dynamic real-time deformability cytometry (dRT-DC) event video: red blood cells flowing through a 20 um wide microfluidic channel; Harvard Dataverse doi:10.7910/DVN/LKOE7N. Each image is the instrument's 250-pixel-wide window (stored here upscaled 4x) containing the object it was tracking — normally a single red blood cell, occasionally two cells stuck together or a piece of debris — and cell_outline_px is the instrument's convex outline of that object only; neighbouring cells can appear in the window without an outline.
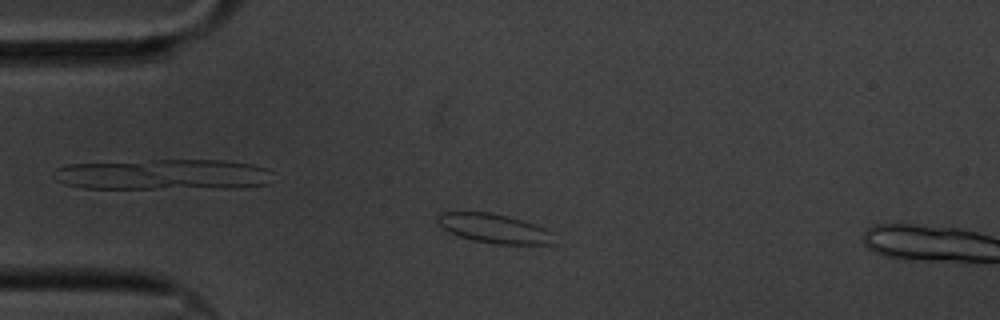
{"species": "common noctule bat (a hibernating species)", "species_latin": "Nyctalus noctula", "temperature_condition": "cold", "stored_images_in_passage": 4, "camera_frame_rate_fps": 3000, "um_per_image_px": 0.085, "animal": {"sex": "male", "body_mass_g": 20.1, "forearm_length_mm": 53.5}, "frame": {"image": 1, "passage_image": 1, "time_ms": 0.0, "image_size_px": [1000, 320], "cell_outline_px": [[556, 244], [496, 244], [472, 240], [448, 232], [440, 224], [436, 216], [440, 212], [492, 212], [508, 216], [544, 228], [548, 232]], "centroid_in_image_um": [41.95, 19.41], "position_along_channel_um": 43.1, "area_um2": 19.48}}